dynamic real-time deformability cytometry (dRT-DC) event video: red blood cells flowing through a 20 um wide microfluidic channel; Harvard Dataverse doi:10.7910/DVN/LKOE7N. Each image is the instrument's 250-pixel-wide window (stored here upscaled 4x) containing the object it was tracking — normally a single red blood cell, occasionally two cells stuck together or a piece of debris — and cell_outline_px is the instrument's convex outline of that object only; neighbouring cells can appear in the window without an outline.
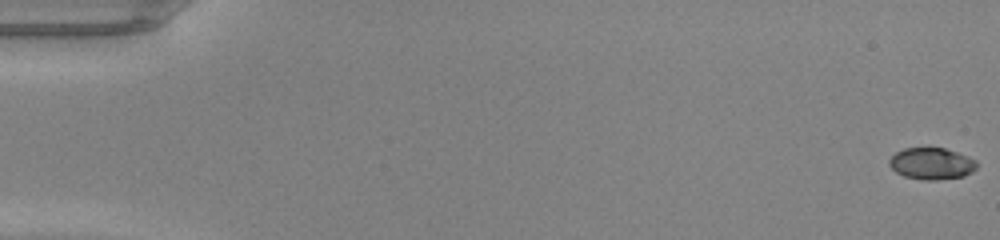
{"species": "common noctule bat (a hibernating species)", "species_latin": "Nyctalus noctula", "temperature_condition": "warm", "stored_images_in_passage": 50, "camera_frame_rate_fps": 3000, "um_per_image_px": 0.085, "animal": {"sex": "male", "body_mass_g": 20.0, "forearm_length_mm": 53.3}, "frame": {"image": 1, "passage_image": 1, "time_ms": 0.0, "image_size_px": [1000, 240], "cell_outline_px": [[976, 168], [972, 172], [964, 176], [936, 180], [924, 180], [904, 176], [896, 172], [888, 164], [888, 160], [896, 152], [904, 148], [944, 148], [968, 156], [976, 160]], "centroid_in_image_um": [79.17, 13.91], "position_along_channel_um": 5.8, "area_um2": 16.13}}
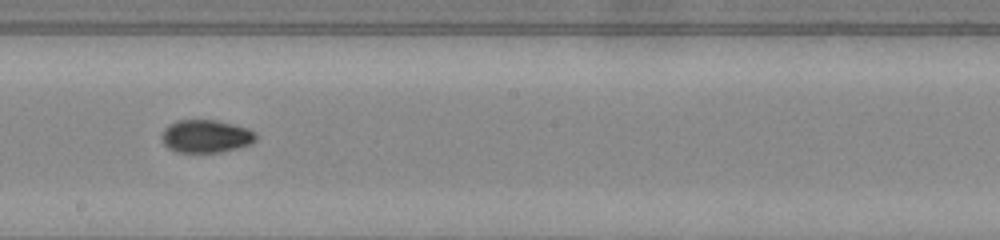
{"frame": {"image": 2, "passage_image": 29, "time_ms": 9.333, "image_size_px": [1000, 240], "cell_outline_px": [[256, 140], [248, 144], [236, 148], [220, 152], [176, 152], [168, 148], [164, 144], [160, 136], [164, 128], [168, 124], [176, 120], [216, 120], [248, 128], [256, 132]], "centroid_in_image_um": [17.46, 11.57], "position_along_channel_um": 230.7, "area_um2": 18.09}}
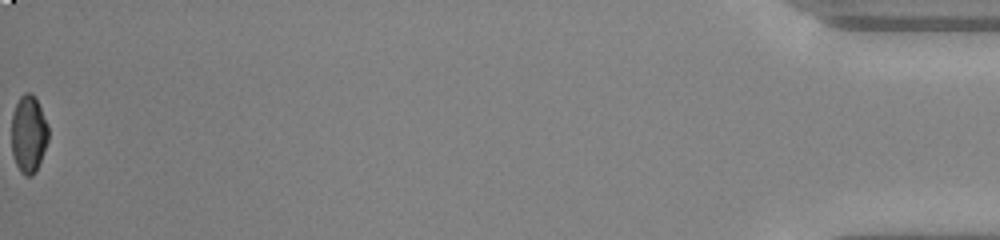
{"frame": {"image": 3, "passage_image": 50, "time_ms": 16.333, "image_size_px": [1000, 240], "cell_outline_px": [[48, 140], [36, 172], [32, 176], [24, 176], [20, 172], [16, 164], [12, 152], [12, 112], [20, 96], [24, 92], [32, 92], [36, 96], [48, 124]], "centroid_in_image_um": [2.44, 11.37], "position_along_channel_um": 432.8, "area_um2": 16.88}, "authors_computed_cell_mechanics": {"area_um2": 17.1666, "velocity_mm_per_s": 4.2993, "shape_relaxation_time_tau1_ms": 4.9577, "shape_relaxation_time_tau2_ms": 1.4071, "deformation_change_tau1": 0.1912, "deformation_change_tau2": 0.0434}}